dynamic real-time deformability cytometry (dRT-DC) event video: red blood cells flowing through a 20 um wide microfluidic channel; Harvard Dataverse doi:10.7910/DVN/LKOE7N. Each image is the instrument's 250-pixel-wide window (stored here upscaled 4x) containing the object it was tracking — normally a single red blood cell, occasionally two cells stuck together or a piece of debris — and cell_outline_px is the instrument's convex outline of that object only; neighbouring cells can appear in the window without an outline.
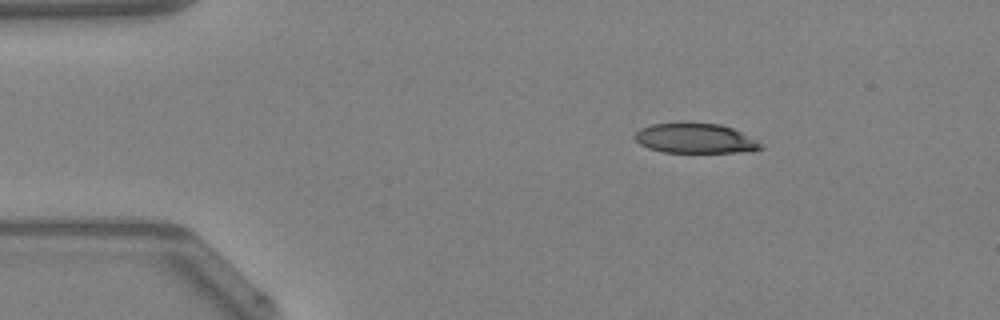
{"species": "Egyptian fruit bat (a non-hibernating species)", "species_latin": "Rousettus aegyptiacus", "temperature_condition": "warm", "stored_images_in_passage": 41, "camera_frame_rate_fps": 3000, "um_per_image_px": 0.085, "animal": {"sex": "female"}, "frame": {"image": 1, "passage_image": 1, "time_ms": 0.0, "image_size_px": [1000, 320], "cell_outline_px": [[764, 148], [736, 152], [664, 152], [648, 148], [640, 144], [632, 136], [640, 128], [652, 124], [680, 120], [720, 124], [732, 128], [756, 140]], "centroid_in_image_um": [59.0, 11.71], "position_along_channel_um": 26.0, "area_um2": 22.31}}
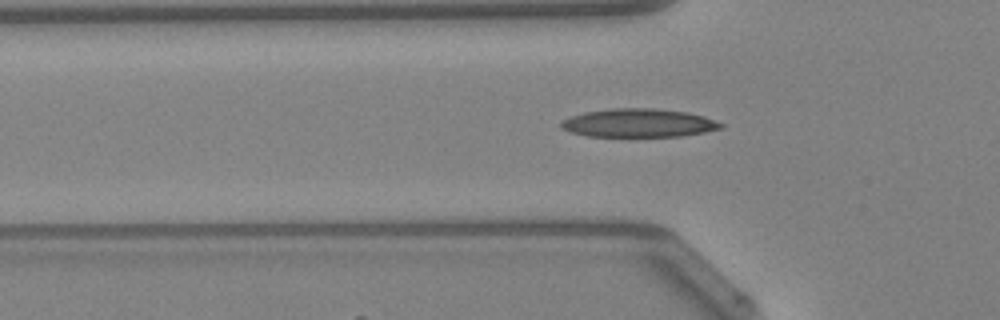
{"frame": {"image": 2, "passage_image": 9, "time_ms": 2.667, "image_size_px": [1000, 320], "cell_outline_px": [[724, 128], [704, 132], [680, 136], [588, 136], [572, 132], [560, 128], [560, 120], [584, 112], [612, 108], [656, 108], [688, 112], [704, 116], [724, 124]], "centroid_in_image_um": [54.29, 10.44], "position_along_channel_um": 71.5, "area_um2": 26.53}}
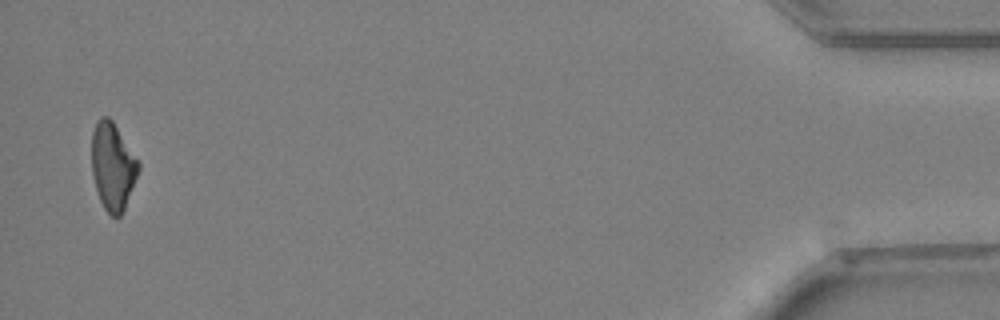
{"frame": {"image": 3, "passage_image": 40, "time_ms": 13.0, "image_size_px": [1000, 320], "cell_outline_px": [[140, 168], [124, 208], [120, 216], [112, 216], [104, 208], [100, 200], [96, 188], [92, 172], [92, 132], [96, 120], [100, 116], [108, 116], [112, 120], [140, 164]], "centroid_in_image_um": [9.56, 14.11], "position_along_channel_um": 425.6, "area_um2": 23.41}, "authors_computed_cell_mechanics": {"area_um2": 24.565, "velocity_mm_per_s": 4.2849, "shape_relaxation_time_tau1_ms": 10.4128, "shape_relaxation_time_tau2_ms": 2.9418, "deformation_change_tau1": 0.2695, "deformation_change_tau2": 0.119}}